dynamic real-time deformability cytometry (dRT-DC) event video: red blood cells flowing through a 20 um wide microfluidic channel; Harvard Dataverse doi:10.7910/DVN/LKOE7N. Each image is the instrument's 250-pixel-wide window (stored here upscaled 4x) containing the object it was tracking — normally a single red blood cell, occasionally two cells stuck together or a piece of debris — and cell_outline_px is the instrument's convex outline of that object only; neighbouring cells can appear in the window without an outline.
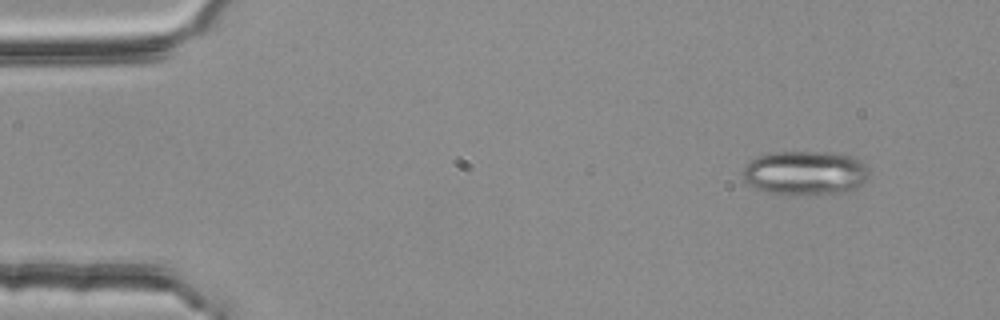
{"species": "common noctule bat (a hibernating species)", "species_latin": "Nyctalus noctula", "temperature_condition": "room temperature", "stored_images_in_passage": 3, "camera_frame_rate_fps": 3000, "um_per_image_px": 0.085, "animal": {"sex": "female", "body_mass_g": 25.1}, "frame": {"image": 1, "passage_image": 1, "time_ms": 0.0, "image_size_px": [1000, 320], "cell_outline_px": [[868, 176], [856, 188], [844, 192], [792, 196], [768, 192], [756, 188], [748, 184], [744, 180], [740, 172], [744, 164], [756, 156], [772, 152], [828, 152], [856, 156], [868, 168]], "centroid_in_image_um": [68.38, 14.7], "position_along_channel_um": 16.6, "area_um2": 33.12}}